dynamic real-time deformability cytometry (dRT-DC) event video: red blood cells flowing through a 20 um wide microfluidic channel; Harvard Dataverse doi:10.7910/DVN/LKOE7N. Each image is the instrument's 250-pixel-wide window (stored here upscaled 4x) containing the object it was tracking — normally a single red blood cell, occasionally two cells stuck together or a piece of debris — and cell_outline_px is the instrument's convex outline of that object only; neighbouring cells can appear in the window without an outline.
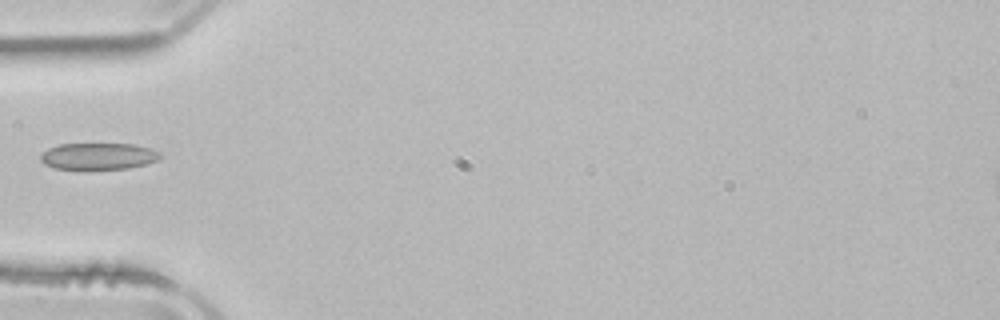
{"species": "common noctule bat (a hibernating species)", "species_latin": "Nyctalus noctula", "temperature_condition": "room temperature", "stored_images_in_passage": 3, "camera_frame_rate_fps": 3000, "um_per_image_px": 0.085, "animal": {"sex": "male", "body_mass_g": 21.5, "forearm_length_mm": 52.0}, "frame": {"image": 1, "passage_image": 3, "time_ms": 4.667, "image_size_px": [1000, 320], "cell_outline_px": [[164, 156], [160, 160], [148, 164], [128, 168], [56, 168], [44, 164], [40, 160], [40, 156], [48, 148], [60, 144], [132, 144], [148, 148], [160, 152]], "centroid_in_image_um": [8.42, 13.27], "position_along_channel_um": 76.6, "area_um2": 18.38}}